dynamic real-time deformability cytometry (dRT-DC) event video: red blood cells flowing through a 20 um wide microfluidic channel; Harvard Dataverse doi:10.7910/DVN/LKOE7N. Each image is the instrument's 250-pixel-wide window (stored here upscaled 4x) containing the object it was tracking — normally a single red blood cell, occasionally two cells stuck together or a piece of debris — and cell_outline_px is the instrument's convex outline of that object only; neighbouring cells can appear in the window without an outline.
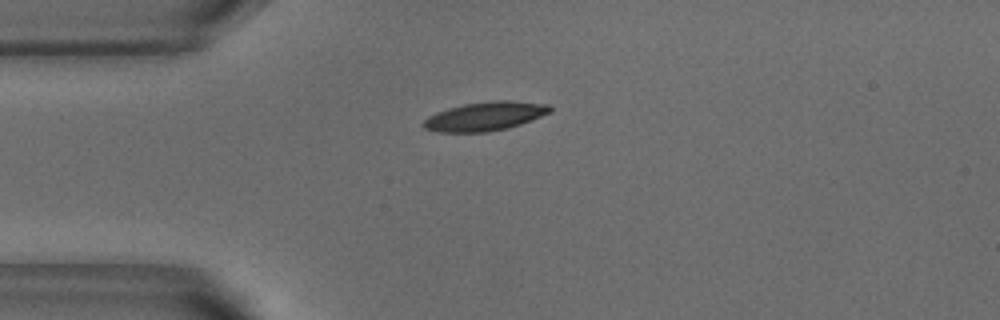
{"species": "common noctule bat (a hibernating species)", "species_latin": "Nyctalus noctula", "temperature_condition": "warm", "stored_images_in_passage": 41, "camera_frame_rate_fps": 3000, "um_per_image_px": 0.085, "animal": {"sex": "male", "body_mass_g": 18.8}, "frame": {"image": 1, "passage_image": 1, "time_ms": 0.0, "image_size_px": [1000, 320], "cell_outline_px": [[552, 112], [520, 124], [508, 128], [488, 132], [436, 132], [424, 128], [420, 124], [428, 116], [436, 112], [448, 108], [464, 104], [492, 100], [512, 100], [548, 104], [552, 108]], "centroid_in_image_um": [41.22, 9.88], "position_along_channel_um": 43.8, "area_um2": 21.5}}
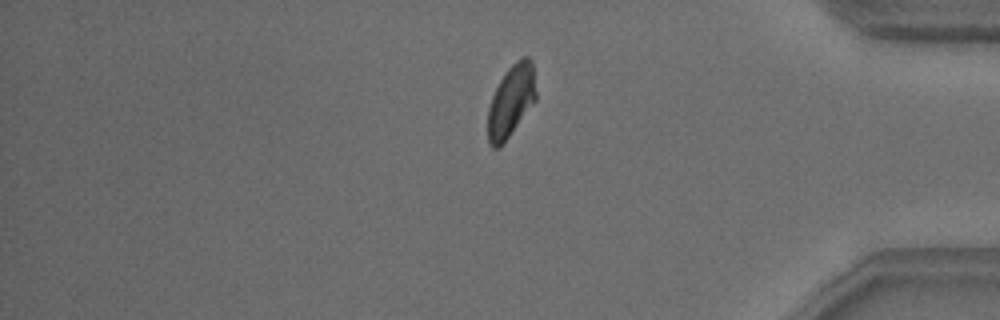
{"frame": {"image": 2, "passage_image": 32, "time_ms": 10.333, "image_size_px": [1000, 320], "cell_outline_px": [[536, 100], [500, 148], [492, 148], [488, 144], [488, 108], [492, 96], [500, 80], [508, 68], [520, 56], [528, 56], [532, 60], [536, 92]], "centroid_in_image_um": [43.44, 8.58], "position_along_channel_um": 391.8, "area_um2": 20.23}}
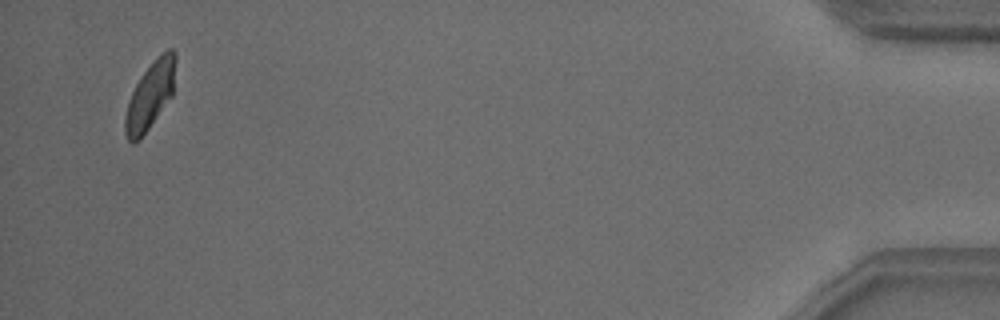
{"frame": {"image": 3, "passage_image": 39, "time_ms": 12.667, "image_size_px": [1000, 320], "cell_outline_px": [[176, 60], [172, 96], [140, 140], [132, 144], [128, 140], [124, 132], [124, 116], [128, 100], [136, 84], [144, 72], [168, 48], [172, 48], [176, 52]], "centroid_in_image_um": [12.75, 8.17], "position_along_channel_um": 422.5, "area_um2": 19.59}, "authors_computed_cell_mechanics": {"area_um2": 20.7502, "velocity_mm_per_s": 3.7872, "shape_relaxation_time_tau1_ms": 3.9718, "shape_relaxation_time_tau2_ms": 3.3421, "deformation_change_tau1": 0.124, "deformation_change_tau2": 0.0896}}